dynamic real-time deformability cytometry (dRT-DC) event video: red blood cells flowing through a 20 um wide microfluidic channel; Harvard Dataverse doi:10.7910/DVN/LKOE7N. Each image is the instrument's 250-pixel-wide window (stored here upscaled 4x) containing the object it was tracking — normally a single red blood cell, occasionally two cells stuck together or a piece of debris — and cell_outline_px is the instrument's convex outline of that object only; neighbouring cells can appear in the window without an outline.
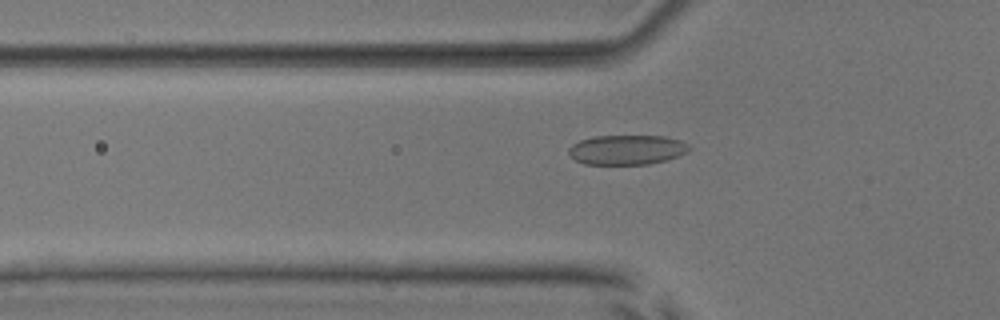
{"species": "common noctule bat (a hibernating species)", "species_latin": "Nyctalus noctula", "temperature_condition": "room temperature", "stored_images_in_passage": 55, "camera_frame_rate_fps": 3000, "um_per_image_px": 0.085, "animal": {"sex": "male", "body_mass_g": 17.9, "forearm_length_mm": 54.2}, "frame": {"image": 1, "passage_image": 19, "time_ms": 6.0, "image_size_px": [1000, 320], "cell_outline_px": [[692, 148], [668, 160], [648, 164], [584, 164], [576, 160], [568, 152], [568, 148], [572, 144], [580, 140], [592, 136], [664, 136], [680, 140], [688, 144]], "centroid_in_image_um": [53.27, 12.72], "position_along_channel_um": 72.5, "area_um2": 20.81}}
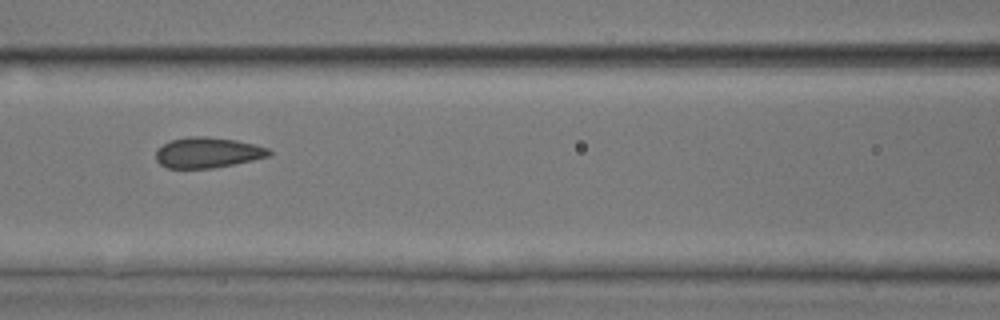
{"frame": {"image": 2, "passage_image": 25, "time_ms": 8.0, "image_size_px": [1000, 320], "cell_outline_px": [[272, 152], [268, 156], [252, 160], [212, 168], [168, 168], [160, 164], [156, 160], [156, 148], [172, 140], [188, 136], [204, 136], [236, 140], [256, 144], [268, 148]], "centroid_in_image_um": [17.63, 12.96], "position_along_channel_um": 149.0, "area_um2": 20.06}}
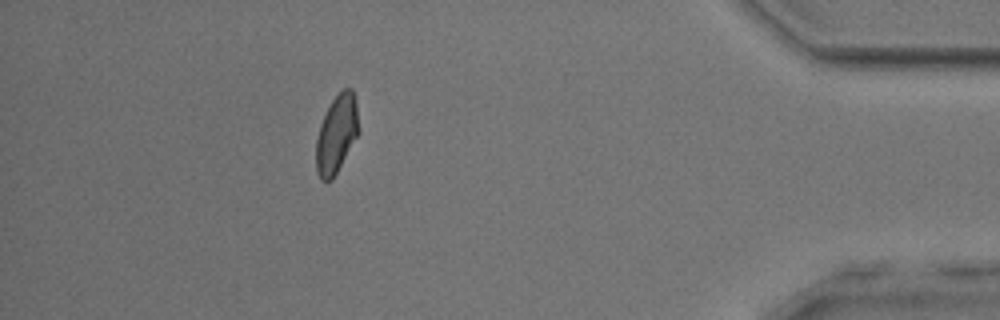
{"frame": {"image": 3, "passage_image": 49, "time_ms": 16.0, "image_size_px": [1000, 320], "cell_outline_px": [[360, 132], [332, 180], [320, 180], [316, 172], [316, 140], [320, 124], [332, 100], [344, 88], [352, 88], [356, 100], [360, 128]], "centroid_in_image_um": [28.63, 11.4], "position_along_channel_um": 406.6, "area_um2": 19.48}, "authors_computed_cell_mechanics": {"area_um2": 20.4612, "velocity_mm_per_s": 3.8171, "shape_relaxation_time_tau1_ms": 7.2325, "shape_relaxation_time_tau2_ms": 1.0073, "deformation_change_tau1": 0.122, "deformation_change_tau2": 0.0382}}